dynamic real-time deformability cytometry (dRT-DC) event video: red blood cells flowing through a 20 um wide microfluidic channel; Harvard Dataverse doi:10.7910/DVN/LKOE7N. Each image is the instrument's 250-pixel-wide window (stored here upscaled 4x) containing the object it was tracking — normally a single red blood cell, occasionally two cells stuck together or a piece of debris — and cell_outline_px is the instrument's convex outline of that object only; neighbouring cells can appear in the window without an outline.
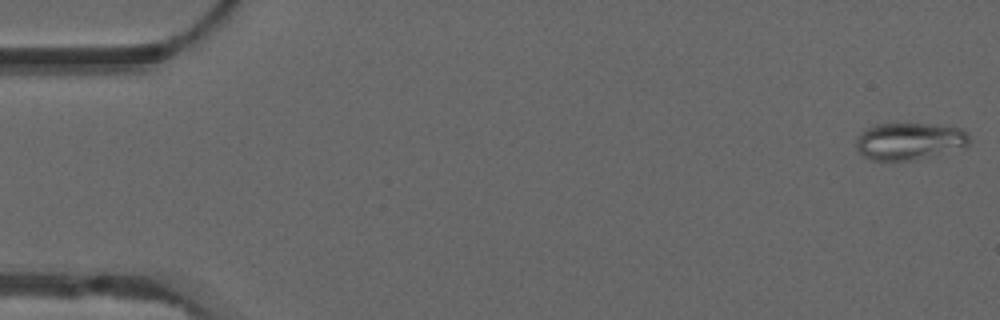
{"species": "common noctule bat (a hibernating species)", "species_latin": "Nyctalus noctula", "temperature_condition": "warm", "stored_images_in_passage": 53, "camera_frame_rate_fps": 3000, "um_per_image_px": 0.085, "animal": {"sex": "male", "forearm_length_mm": 52.5}, "frame": {"image": 1, "passage_image": 1, "time_ms": 0.0, "image_size_px": [1000, 320], "cell_outline_px": [[968, 144], [964, 148], [916, 160], [872, 160], [864, 156], [856, 148], [856, 136], [864, 128], [876, 124], [928, 124], [964, 128], [968, 132]], "centroid_in_image_um": [77.3, 12.0], "position_along_channel_um": 7.7, "area_um2": 24.74}}
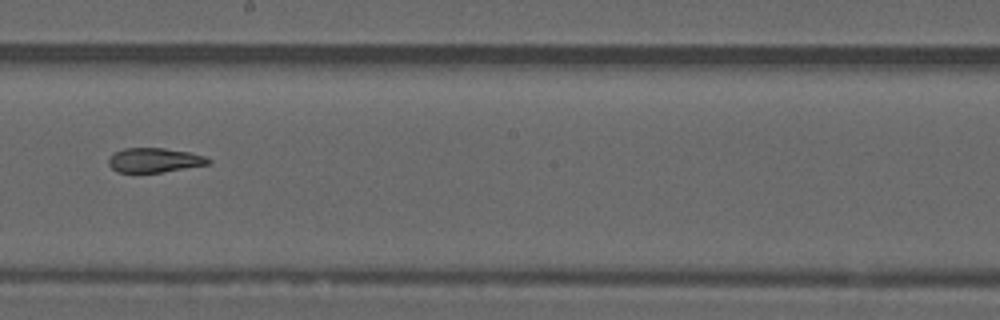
{"frame": {"image": 2, "passage_image": 30, "time_ms": 9.667, "image_size_px": [1000, 320], "cell_outline_px": [[212, 160], [208, 164], [160, 172], [116, 172], [108, 164], [108, 160], [112, 152], [124, 148], [164, 148], [188, 152], [204, 156]], "centroid_in_image_um": [13.07, 13.6], "position_along_channel_um": 235.1, "area_um2": 14.1}}
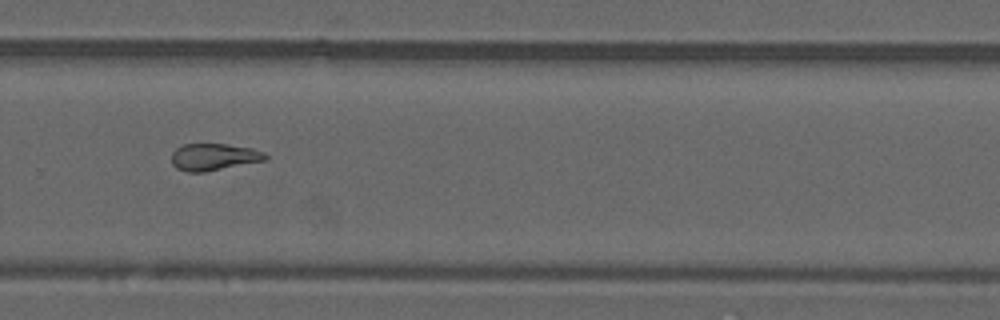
{"frame": {"image": 3, "passage_image": 36, "time_ms": 11.667, "image_size_px": [1000, 320], "cell_outline_px": [[268, 160], [204, 172], [188, 172], [176, 168], [172, 164], [172, 152], [176, 148], [184, 144], [228, 144], [252, 148], [264, 152], [268, 156]], "centroid_in_image_um": [18.2, 13.34], "position_along_channel_um": 311.6, "area_um2": 14.85}, "authors_computed_cell_mechanics": {"area_um2": 16.2418, "velocity_mm_per_s": 3.8407, "shape_relaxation_time_tau1_ms": null, "shape_relaxation_time_tau2_ms": 2.8243, "deformation_change_tau1": null, "deformation_change_tau2": 0.0848}}